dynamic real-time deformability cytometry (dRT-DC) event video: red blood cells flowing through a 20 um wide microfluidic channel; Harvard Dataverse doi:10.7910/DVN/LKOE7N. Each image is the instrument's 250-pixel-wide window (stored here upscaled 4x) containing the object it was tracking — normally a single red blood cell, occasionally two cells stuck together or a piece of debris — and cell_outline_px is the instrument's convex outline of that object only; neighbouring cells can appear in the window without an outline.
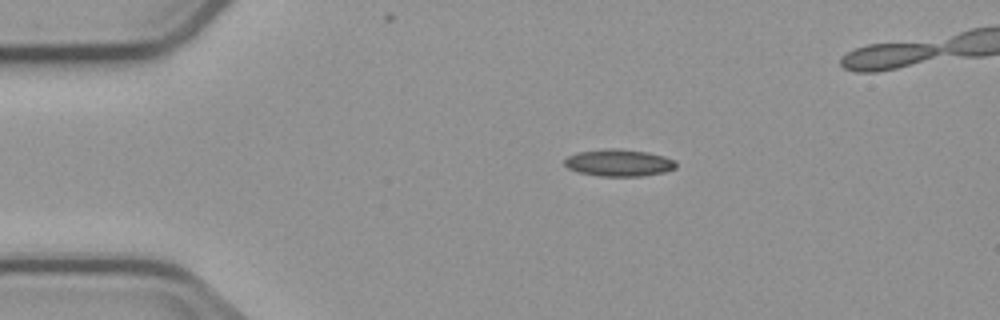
{"species": "common noctule bat (a hibernating species)", "species_latin": "Nyctalus noctula", "temperature_condition": "cold", "stored_images_in_passage": 4, "camera_frame_rate_fps": 3000, "um_per_image_px": 0.085, "animal": {"sex": "male", "body_mass_g": 23.1, "forearm_length_mm": 52.7}, "frame": {"image": 1, "passage_image": 1, "time_ms": 0.0, "image_size_px": [1000, 320], "cell_outline_px": [[676, 168], [664, 172], [644, 176], [600, 176], [580, 172], [568, 168], [564, 164], [564, 160], [568, 156], [576, 152], [612, 148], [616, 148], [648, 152], [664, 156], [676, 160]], "centroid_in_image_um": [52.62, 13.83], "position_along_channel_um": 32.4, "area_um2": 17.57}}
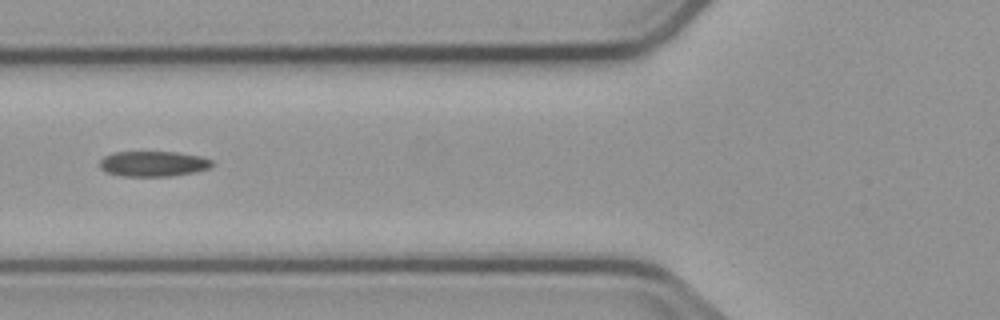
{"frame": {"image": 2, "passage_image": 4, "time_ms": 3.333, "image_size_px": [1000, 320], "cell_outline_px": [[212, 164], [208, 168], [196, 172], [168, 176], [124, 176], [104, 172], [100, 168], [100, 160], [104, 156], [112, 152], [176, 152], [200, 156], [212, 160]], "centroid_in_image_um": [12.99, 13.92], "position_along_channel_um": 112.8, "area_um2": 16.59}}